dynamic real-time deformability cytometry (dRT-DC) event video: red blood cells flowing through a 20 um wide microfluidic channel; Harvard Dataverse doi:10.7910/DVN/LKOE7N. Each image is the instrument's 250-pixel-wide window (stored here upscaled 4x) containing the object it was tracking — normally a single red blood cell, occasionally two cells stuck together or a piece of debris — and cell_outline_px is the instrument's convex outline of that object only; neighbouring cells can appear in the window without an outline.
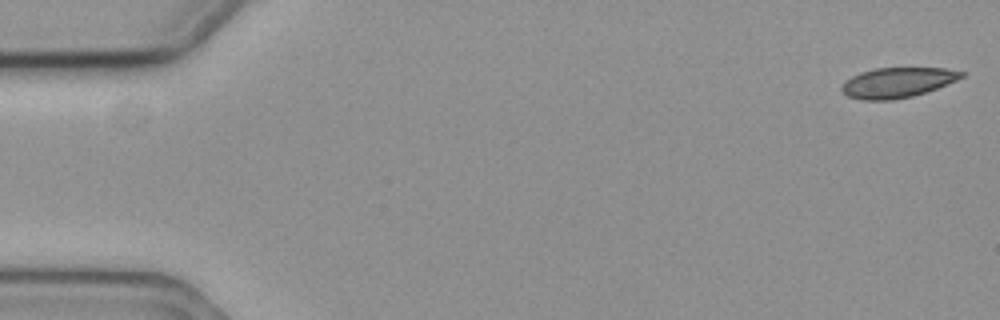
{"species": "common noctule bat (a hibernating species)", "species_latin": "Nyctalus noctula", "temperature_condition": "cold", "stored_images_in_passage": 57, "camera_frame_rate_fps": 3000, "um_per_image_px": 0.085, "animal": {"sex": "female", "body_mass_g": 19.3, "forearm_length_mm": 54.1}, "frame": {"image": 1, "passage_image": 1, "time_ms": 0.0, "image_size_px": [1000, 320], "cell_outline_px": [[964, 76], [956, 80], [936, 88], [912, 96], [892, 100], [860, 100], [848, 96], [840, 92], [840, 88], [852, 76], [860, 72], [876, 68], [944, 68], [964, 72]], "centroid_in_image_um": [76.24, 7.02], "position_along_channel_um": 8.8, "area_um2": 20.81}}
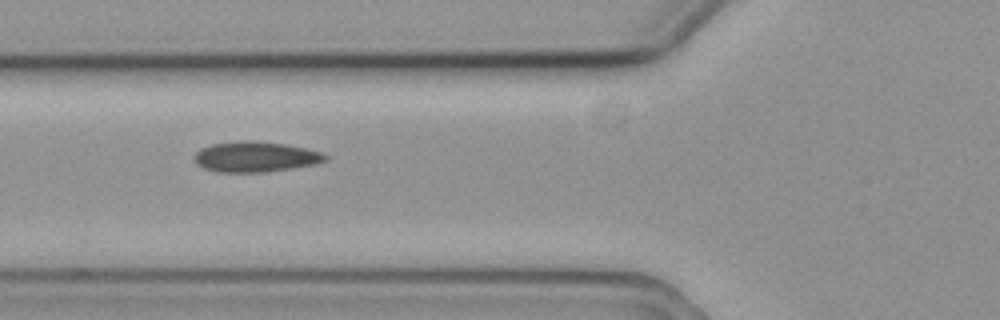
{"frame": {"image": 2, "passage_image": 21, "time_ms": 6.667, "image_size_px": [1000, 320], "cell_outline_px": [[328, 160], [316, 164], [292, 168], [264, 172], [216, 172], [204, 168], [196, 164], [192, 160], [196, 152], [200, 148], [212, 144], [236, 140], [256, 140], [284, 144], [304, 148], [320, 152], [328, 156]], "centroid_in_image_um": [21.67, 13.32], "position_along_channel_um": 104.1, "area_um2": 23.47}}
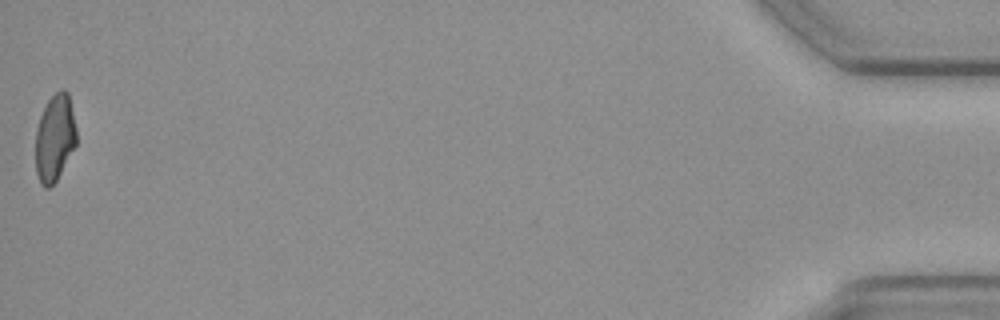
{"frame": {"image": 3, "passage_image": 57, "time_ms": 18.667, "image_size_px": [1000, 320], "cell_outline_px": [[76, 144], [56, 180], [48, 188], [44, 188], [40, 184], [36, 172], [36, 128], [40, 116], [48, 100], [60, 88], [64, 88], [68, 92], [76, 128]], "centroid_in_image_um": [4.65, 11.7], "position_along_channel_um": 430.6, "area_um2": 20.58}, "authors_computed_cell_mechanics": {"area_um2": 22.253, "velocity_mm_per_s": 3.5985, "shape_relaxation_time_tau1_ms": null, "shape_relaxation_time_tau2_ms": 4.1165, "deformation_change_tau1": null, "deformation_change_tau2": 0.0731}}